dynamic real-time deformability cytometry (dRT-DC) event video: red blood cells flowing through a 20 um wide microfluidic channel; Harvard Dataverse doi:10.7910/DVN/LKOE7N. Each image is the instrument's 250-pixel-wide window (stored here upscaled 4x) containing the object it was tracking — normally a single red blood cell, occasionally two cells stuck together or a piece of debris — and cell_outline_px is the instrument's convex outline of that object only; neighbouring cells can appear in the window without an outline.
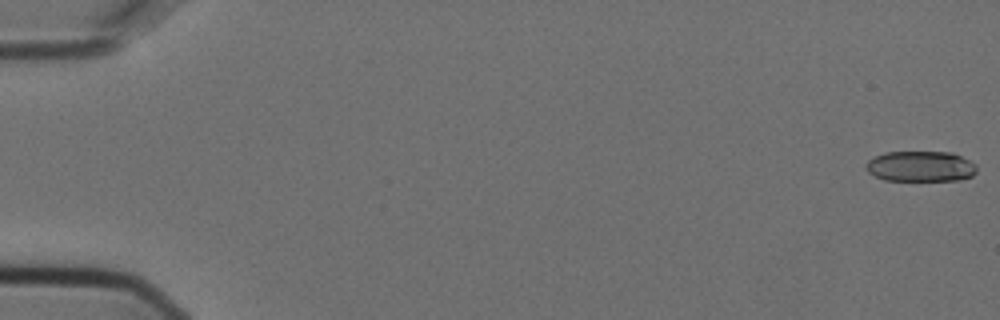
{"species": "Egyptian fruit bat (a non-hibernating species)", "species_latin": "Rousettus aegyptiacus", "temperature_condition": "cold", "stored_images_in_passage": 6, "camera_frame_rate_fps": 3000, "um_per_image_px": 0.085, "animal": {"sex": "female"}, "frame": {"image": 1, "passage_image": 1, "time_ms": 0.0, "image_size_px": [1000, 320], "cell_outline_px": [[976, 172], [972, 176], [960, 180], [884, 180], [868, 172], [864, 168], [864, 164], [868, 160], [876, 156], [888, 152], [952, 152], [976, 164]], "centroid_in_image_um": [78.24, 14.14], "position_along_channel_um": 6.8, "area_um2": 19.71}}
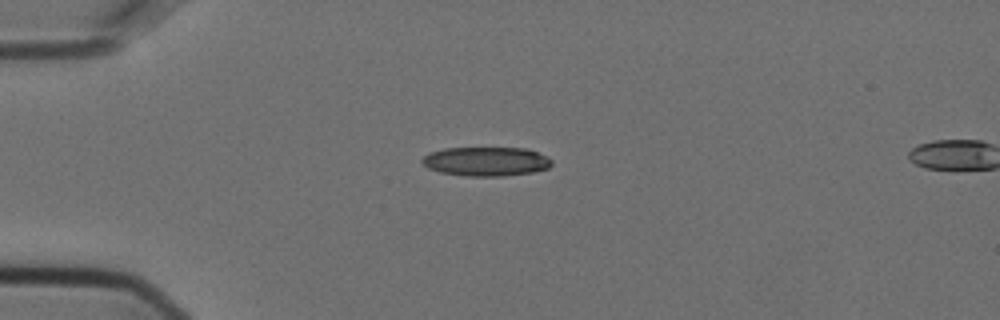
{"frame": {"image": 2, "passage_image": 5, "time_ms": 1.333, "image_size_px": [1000, 320], "cell_outline_px": [[552, 164], [548, 168], [532, 172], [504, 176], [468, 176], [440, 172], [428, 168], [420, 160], [424, 156], [432, 152], [444, 148], [528, 148], [548, 156], [552, 160]], "centroid_in_image_um": [41.35, 13.72], "position_along_channel_um": 43.6, "area_um2": 22.02}}